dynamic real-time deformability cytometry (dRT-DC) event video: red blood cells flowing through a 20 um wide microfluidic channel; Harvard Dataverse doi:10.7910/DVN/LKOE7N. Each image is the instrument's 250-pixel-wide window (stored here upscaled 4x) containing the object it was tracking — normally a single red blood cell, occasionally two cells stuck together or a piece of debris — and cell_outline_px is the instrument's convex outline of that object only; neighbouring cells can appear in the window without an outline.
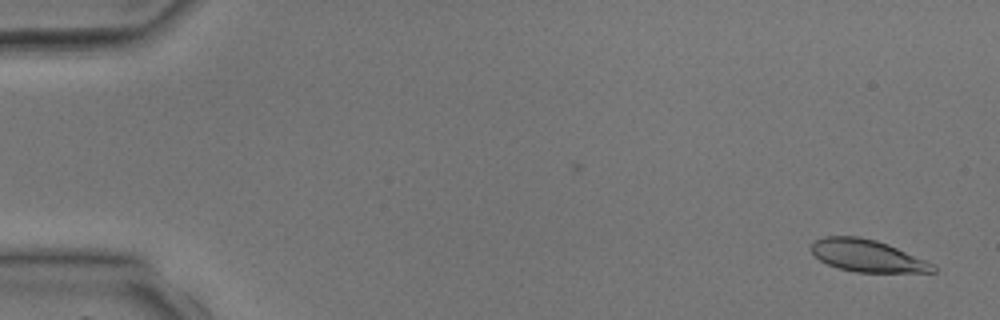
{"species": "common noctule bat (a hibernating species)", "species_latin": "Nyctalus noctula", "temperature_condition": "room temperature", "stored_images_in_passage": 40, "camera_frame_rate_fps": 3000, "um_per_image_px": 0.085, "animal": {"sex": "male", "body_mass_g": 17.9, "forearm_length_mm": 54.2}, "frame": {"image": 1, "passage_image": 2, "time_ms": 0.333, "image_size_px": [1000, 320], "cell_outline_px": [[936, 272], [856, 272], [840, 268], [828, 264], [820, 260], [808, 248], [816, 240], [824, 236], [856, 236], [876, 240], [888, 244], [936, 264]], "centroid_in_image_um": [73.74, 21.73], "position_along_channel_um": 11.3, "area_um2": 22.77}}
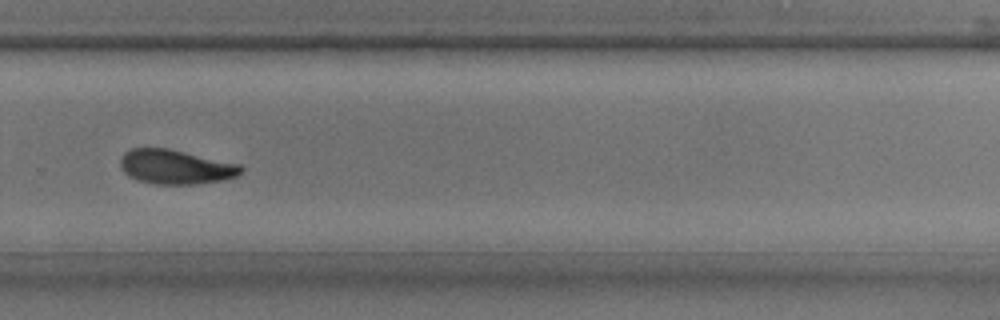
{"frame": {"image": 2, "passage_image": 28, "time_ms": 9.0, "image_size_px": [1000, 320], "cell_outline_px": [[244, 168], [236, 176], [224, 180], [196, 184], [156, 184], [136, 180], [128, 176], [120, 168], [120, 160], [124, 152], [132, 148], [168, 148], [240, 164]], "centroid_in_image_um": [14.9, 14.19], "position_along_channel_um": 314.9, "area_um2": 24.28}}
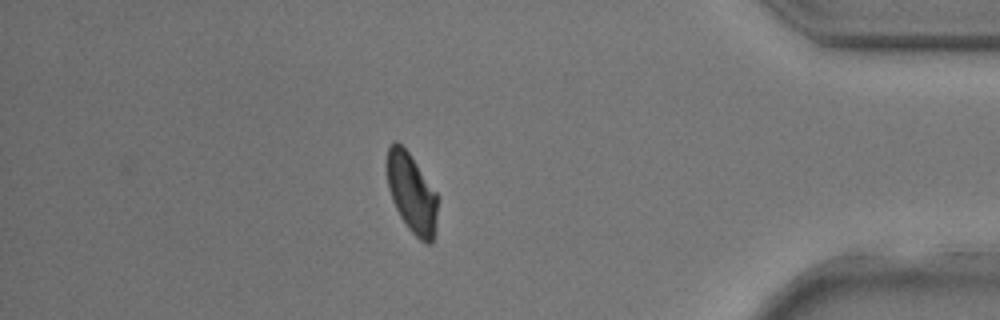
{"frame": {"image": 3, "passage_image": 35, "time_ms": 11.333, "image_size_px": [1000, 320], "cell_outline_px": [[436, 216], [432, 244], [428, 244], [420, 240], [408, 228], [400, 216], [392, 200], [388, 188], [388, 144], [392, 140], [396, 140], [408, 152], [436, 192]], "centroid_in_image_um": [34.97, 16.41], "position_along_channel_um": 400.2, "area_um2": 22.83}}